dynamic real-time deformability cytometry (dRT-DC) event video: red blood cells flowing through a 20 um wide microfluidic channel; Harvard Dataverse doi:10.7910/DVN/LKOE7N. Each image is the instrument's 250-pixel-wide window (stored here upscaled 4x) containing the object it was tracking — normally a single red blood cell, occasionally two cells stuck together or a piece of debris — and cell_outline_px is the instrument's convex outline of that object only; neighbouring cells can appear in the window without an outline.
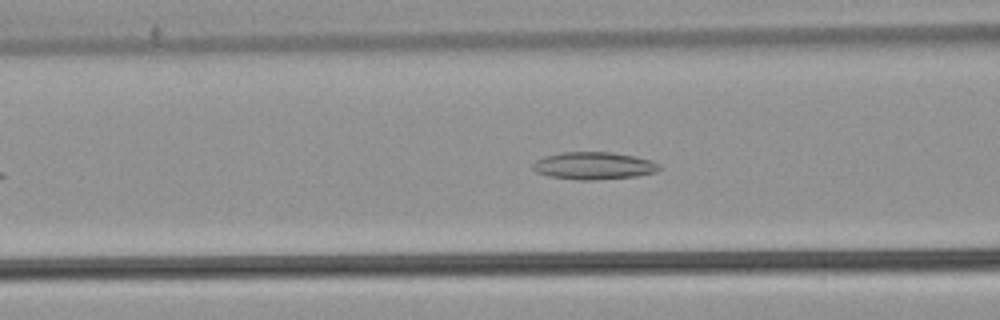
{"species": "common noctule bat (a hibernating species)", "species_latin": "Nyctalus noctula", "temperature_condition": "warm", "stored_images_in_passage": 30, "camera_frame_rate_fps": 3000, "um_per_image_px": 0.085, "animal": {"sex": "male", "body_mass_g": 21.5, "forearm_length_mm": 52.0}, "frame": {"image": 1, "passage_image": 4, "time_ms": 1.0, "image_size_px": [1000, 320], "cell_outline_px": [[664, 168], [656, 172], [636, 176], [596, 180], [576, 180], [548, 176], [536, 172], [532, 168], [532, 164], [536, 160], [544, 156], [560, 152], [612, 152], [636, 156], [652, 160], [660, 164]], "centroid_in_image_um": [50.5, 14.08], "position_along_channel_um": 116.1, "area_um2": 20.58}}
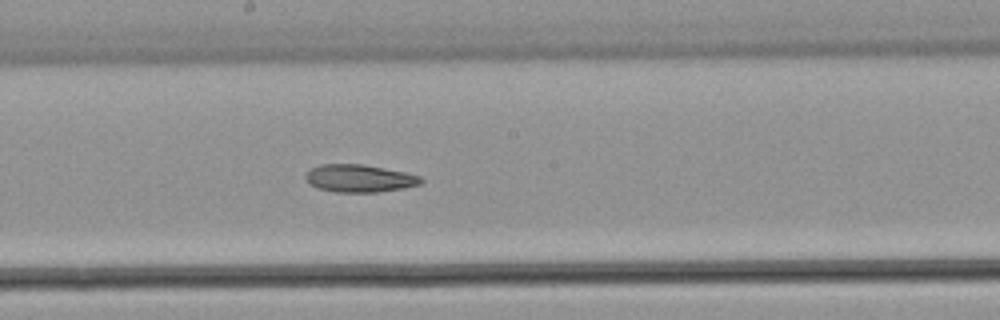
{"frame": {"image": 2, "passage_image": 12, "time_ms": 3.667, "image_size_px": [1000, 320], "cell_outline_px": [[424, 180], [420, 184], [404, 188], [380, 192], [336, 192], [316, 188], [308, 184], [304, 176], [312, 168], [320, 164], [364, 164], [404, 172], [420, 176]], "centroid_in_image_um": [30.53, 15.16], "position_along_channel_um": 217.7, "area_um2": 18.67}}
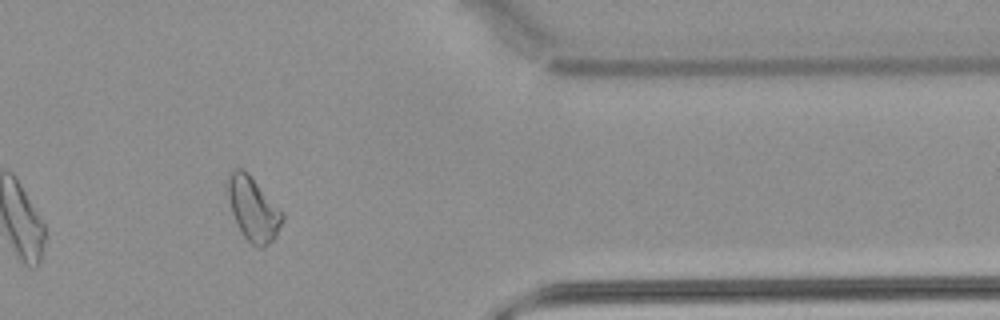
{"frame": {"image": 3, "passage_image": 27, "time_ms": 8.667, "image_size_px": [1000, 320], "cell_outline_px": [[284, 216], [276, 236], [264, 248], [256, 248], [244, 236], [232, 212], [228, 196], [228, 172], [236, 168], [240, 168], [248, 172], [284, 212]], "centroid_in_image_um": [21.54, 17.74], "position_along_channel_um": 389.9, "area_um2": 20.23}}